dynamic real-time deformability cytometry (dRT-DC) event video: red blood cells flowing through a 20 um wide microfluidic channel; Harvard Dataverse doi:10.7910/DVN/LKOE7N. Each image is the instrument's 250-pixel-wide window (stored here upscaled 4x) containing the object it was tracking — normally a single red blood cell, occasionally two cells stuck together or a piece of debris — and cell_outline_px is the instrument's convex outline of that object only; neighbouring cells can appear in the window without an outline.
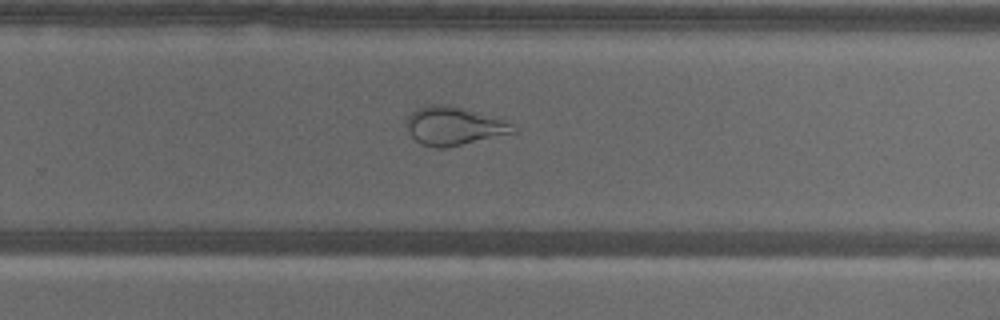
{"species": "common noctule bat (a hibernating species)", "species_latin": "Nyctalus noctula", "temperature_condition": "warm", "stored_images_in_passage": 49, "camera_frame_rate_fps": 3000, "um_per_image_px": 0.085, "animal": {"sex": "male", "body_mass_g": 18.8}, "frame": {"image": 1, "passage_image": 29, "time_ms": 9.333, "image_size_px": [1000, 320], "cell_outline_px": [[516, 132], [448, 148], [436, 148], [424, 144], [416, 140], [408, 132], [404, 124], [404, 120], [416, 108], [428, 104], [444, 104], [460, 108], [504, 120], [512, 124]], "centroid_in_image_um": [38.51, 10.72], "position_along_channel_um": 291.3, "area_um2": 23.7}}
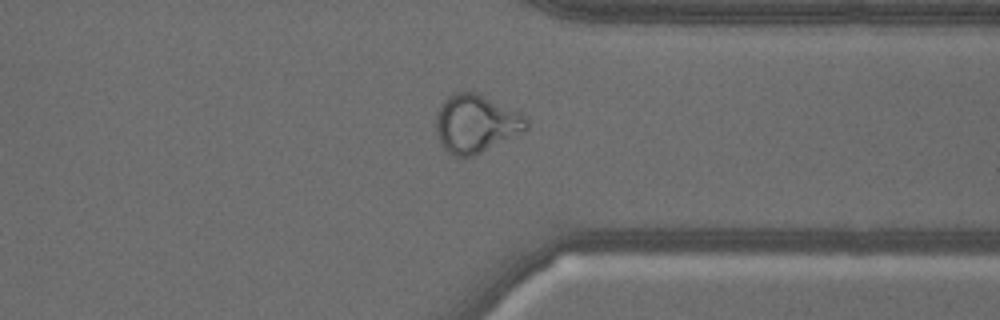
{"frame": {"image": 2, "passage_image": 36, "time_ms": 11.667, "image_size_px": [1000, 320], "cell_outline_px": [[528, 128], [524, 132], [516, 136], [472, 156], [452, 156], [440, 144], [436, 132], [436, 116], [440, 104], [448, 96], [456, 92], [476, 92], [520, 112], [528, 120]], "centroid_in_image_um": [40.45, 10.51], "position_along_channel_um": 371.0, "area_um2": 30.63}}
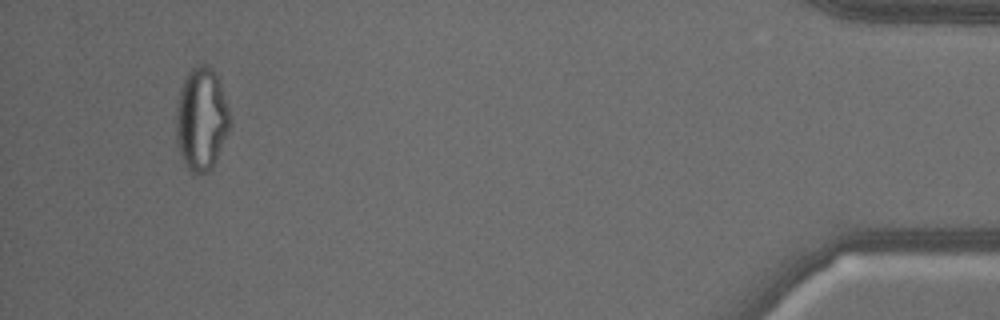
{"frame": {"image": 3, "passage_image": 46, "time_ms": 15.0, "image_size_px": [1000, 320], "cell_outline_px": [[232, 124], [216, 160], [212, 168], [208, 172], [200, 176], [196, 176], [188, 172], [184, 164], [176, 144], [176, 108], [180, 92], [184, 80], [188, 72], [192, 68], [200, 64], [208, 64], [216, 72], [232, 116]], "centroid_in_image_um": [17.14, 10.18], "position_along_channel_um": 418.1, "area_um2": 33.12}, "authors_computed_cell_mechanics": {"area_um2": 29.8826, "velocity_mm_per_s": 3.4981, "shape_relaxation_time_tau1_ms": null, "shape_relaxation_time_tau2_ms": 1.2236, "deformation_change_tau1": null, "deformation_change_tau2": 0.08}}